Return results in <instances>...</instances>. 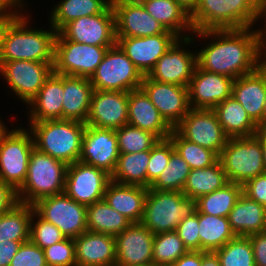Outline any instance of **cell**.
<instances>
[{
	"instance_id": "cell-1",
	"label": "cell",
	"mask_w": 266,
	"mask_h": 266,
	"mask_svg": "<svg viewBox=\"0 0 266 266\" xmlns=\"http://www.w3.org/2000/svg\"><path fill=\"white\" fill-rule=\"evenodd\" d=\"M190 37L194 42L202 41V47L196 50L200 69L233 79L258 69L256 27L194 31Z\"/></svg>"
},
{
	"instance_id": "cell-2",
	"label": "cell",
	"mask_w": 266,
	"mask_h": 266,
	"mask_svg": "<svg viewBox=\"0 0 266 266\" xmlns=\"http://www.w3.org/2000/svg\"><path fill=\"white\" fill-rule=\"evenodd\" d=\"M30 12L26 8L7 27L0 51V65L16 60L54 62L57 31L51 25L49 29L47 26L37 28Z\"/></svg>"
},
{
	"instance_id": "cell-3",
	"label": "cell",
	"mask_w": 266,
	"mask_h": 266,
	"mask_svg": "<svg viewBox=\"0 0 266 266\" xmlns=\"http://www.w3.org/2000/svg\"><path fill=\"white\" fill-rule=\"evenodd\" d=\"M26 123L38 151L67 165L79 161L85 123L67 119Z\"/></svg>"
},
{
	"instance_id": "cell-4",
	"label": "cell",
	"mask_w": 266,
	"mask_h": 266,
	"mask_svg": "<svg viewBox=\"0 0 266 266\" xmlns=\"http://www.w3.org/2000/svg\"><path fill=\"white\" fill-rule=\"evenodd\" d=\"M259 20L253 0H199L190 15L193 31L256 27Z\"/></svg>"
},
{
	"instance_id": "cell-5",
	"label": "cell",
	"mask_w": 266,
	"mask_h": 266,
	"mask_svg": "<svg viewBox=\"0 0 266 266\" xmlns=\"http://www.w3.org/2000/svg\"><path fill=\"white\" fill-rule=\"evenodd\" d=\"M68 165L34 148L24 184L16 191L17 201L33 205L41 198L63 193Z\"/></svg>"
},
{
	"instance_id": "cell-6",
	"label": "cell",
	"mask_w": 266,
	"mask_h": 266,
	"mask_svg": "<svg viewBox=\"0 0 266 266\" xmlns=\"http://www.w3.org/2000/svg\"><path fill=\"white\" fill-rule=\"evenodd\" d=\"M196 210V199L186 197L183 192L149 188L141 223L154 235L175 231Z\"/></svg>"
},
{
	"instance_id": "cell-7",
	"label": "cell",
	"mask_w": 266,
	"mask_h": 266,
	"mask_svg": "<svg viewBox=\"0 0 266 266\" xmlns=\"http://www.w3.org/2000/svg\"><path fill=\"white\" fill-rule=\"evenodd\" d=\"M219 160L229 182L244 185L266 173L260 139L256 136L229 138Z\"/></svg>"
},
{
	"instance_id": "cell-8",
	"label": "cell",
	"mask_w": 266,
	"mask_h": 266,
	"mask_svg": "<svg viewBox=\"0 0 266 266\" xmlns=\"http://www.w3.org/2000/svg\"><path fill=\"white\" fill-rule=\"evenodd\" d=\"M34 140L24 126L13 125L0 140V180L15 192L24 184Z\"/></svg>"
},
{
	"instance_id": "cell-9",
	"label": "cell",
	"mask_w": 266,
	"mask_h": 266,
	"mask_svg": "<svg viewBox=\"0 0 266 266\" xmlns=\"http://www.w3.org/2000/svg\"><path fill=\"white\" fill-rule=\"evenodd\" d=\"M67 40L57 32L54 52V73L66 76L91 78L103 60L108 48Z\"/></svg>"
},
{
	"instance_id": "cell-10",
	"label": "cell",
	"mask_w": 266,
	"mask_h": 266,
	"mask_svg": "<svg viewBox=\"0 0 266 266\" xmlns=\"http://www.w3.org/2000/svg\"><path fill=\"white\" fill-rule=\"evenodd\" d=\"M143 77L116 44L108 48L90 81L94 90L130 92L141 87Z\"/></svg>"
},
{
	"instance_id": "cell-11",
	"label": "cell",
	"mask_w": 266,
	"mask_h": 266,
	"mask_svg": "<svg viewBox=\"0 0 266 266\" xmlns=\"http://www.w3.org/2000/svg\"><path fill=\"white\" fill-rule=\"evenodd\" d=\"M54 62L16 60L0 65V77L7 83L11 97L27 105L40 91L45 81L54 72ZM13 94V95H12Z\"/></svg>"
},
{
	"instance_id": "cell-12",
	"label": "cell",
	"mask_w": 266,
	"mask_h": 266,
	"mask_svg": "<svg viewBox=\"0 0 266 266\" xmlns=\"http://www.w3.org/2000/svg\"><path fill=\"white\" fill-rule=\"evenodd\" d=\"M32 206L40 218L55 225L66 238L75 239L87 231V207L64 192L41 198Z\"/></svg>"
},
{
	"instance_id": "cell-13",
	"label": "cell",
	"mask_w": 266,
	"mask_h": 266,
	"mask_svg": "<svg viewBox=\"0 0 266 266\" xmlns=\"http://www.w3.org/2000/svg\"><path fill=\"white\" fill-rule=\"evenodd\" d=\"M195 42L191 37L179 38L170 49L164 53L147 77L161 83L188 87L193 76L196 63ZM193 47L195 50H191ZM186 48V49H185Z\"/></svg>"
},
{
	"instance_id": "cell-14",
	"label": "cell",
	"mask_w": 266,
	"mask_h": 266,
	"mask_svg": "<svg viewBox=\"0 0 266 266\" xmlns=\"http://www.w3.org/2000/svg\"><path fill=\"white\" fill-rule=\"evenodd\" d=\"M174 129L184 139L218 155L229 140L213 109L191 108Z\"/></svg>"
},
{
	"instance_id": "cell-15",
	"label": "cell",
	"mask_w": 266,
	"mask_h": 266,
	"mask_svg": "<svg viewBox=\"0 0 266 266\" xmlns=\"http://www.w3.org/2000/svg\"><path fill=\"white\" fill-rule=\"evenodd\" d=\"M111 175L82 162L68 165L64 193L84 206L103 200Z\"/></svg>"
},
{
	"instance_id": "cell-16",
	"label": "cell",
	"mask_w": 266,
	"mask_h": 266,
	"mask_svg": "<svg viewBox=\"0 0 266 266\" xmlns=\"http://www.w3.org/2000/svg\"><path fill=\"white\" fill-rule=\"evenodd\" d=\"M67 40L95 46L116 45L115 14L110 4L101 14L83 16L59 31Z\"/></svg>"
},
{
	"instance_id": "cell-17",
	"label": "cell",
	"mask_w": 266,
	"mask_h": 266,
	"mask_svg": "<svg viewBox=\"0 0 266 266\" xmlns=\"http://www.w3.org/2000/svg\"><path fill=\"white\" fill-rule=\"evenodd\" d=\"M172 31L146 37H116L122 49L143 76H147L159 58L179 39Z\"/></svg>"
},
{
	"instance_id": "cell-18",
	"label": "cell",
	"mask_w": 266,
	"mask_h": 266,
	"mask_svg": "<svg viewBox=\"0 0 266 266\" xmlns=\"http://www.w3.org/2000/svg\"><path fill=\"white\" fill-rule=\"evenodd\" d=\"M140 88L173 129L191 109L187 87L157 82L144 76Z\"/></svg>"
},
{
	"instance_id": "cell-19",
	"label": "cell",
	"mask_w": 266,
	"mask_h": 266,
	"mask_svg": "<svg viewBox=\"0 0 266 266\" xmlns=\"http://www.w3.org/2000/svg\"><path fill=\"white\" fill-rule=\"evenodd\" d=\"M115 239V266H153L154 234L141 222L131 223Z\"/></svg>"
},
{
	"instance_id": "cell-20",
	"label": "cell",
	"mask_w": 266,
	"mask_h": 266,
	"mask_svg": "<svg viewBox=\"0 0 266 266\" xmlns=\"http://www.w3.org/2000/svg\"><path fill=\"white\" fill-rule=\"evenodd\" d=\"M115 130L86 125L79 162L112 175L119 157Z\"/></svg>"
},
{
	"instance_id": "cell-21",
	"label": "cell",
	"mask_w": 266,
	"mask_h": 266,
	"mask_svg": "<svg viewBox=\"0 0 266 266\" xmlns=\"http://www.w3.org/2000/svg\"><path fill=\"white\" fill-rule=\"evenodd\" d=\"M128 123V92L94 90L85 124L117 130Z\"/></svg>"
},
{
	"instance_id": "cell-22",
	"label": "cell",
	"mask_w": 266,
	"mask_h": 266,
	"mask_svg": "<svg viewBox=\"0 0 266 266\" xmlns=\"http://www.w3.org/2000/svg\"><path fill=\"white\" fill-rule=\"evenodd\" d=\"M234 79L195 67L188 84L189 104L194 109H214L232 96Z\"/></svg>"
},
{
	"instance_id": "cell-23",
	"label": "cell",
	"mask_w": 266,
	"mask_h": 266,
	"mask_svg": "<svg viewBox=\"0 0 266 266\" xmlns=\"http://www.w3.org/2000/svg\"><path fill=\"white\" fill-rule=\"evenodd\" d=\"M111 5L115 14L116 37H146L166 31L142 4L111 3Z\"/></svg>"
},
{
	"instance_id": "cell-24",
	"label": "cell",
	"mask_w": 266,
	"mask_h": 266,
	"mask_svg": "<svg viewBox=\"0 0 266 266\" xmlns=\"http://www.w3.org/2000/svg\"><path fill=\"white\" fill-rule=\"evenodd\" d=\"M76 266H115L114 236L86 231L74 239Z\"/></svg>"
},
{
	"instance_id": "cell-25",
	"label": "cell",
	"mask_w": 266,
	"mask_h": 266,
	"mask_svg": "<svg viewBox=\"0 0 266 266\" xmlns=\"http://www.w3.org/2000/svg\"><path fill=\"white\" fill-rule=\"evenodd\" d=\"M127 124L149 131L160 140L167 139L173 130L141 88L128 92Z\"/></svg>"
},
{
	"instance_id": "cell-26",
	"label": "cell",
	"mask_w": 266,
	"mask_h": 266,
	"mask_svg": "<svg viewBox=\"0 0 266 266\" xmlns=\"http://www.w3.org/2000/svg\"><path fill=\"white\" fill-rule=\"evenodd\" d=\"M63 75L54 72L26 105L28 122L62 119Z\"/></svg>"
},
{
	"instance_id": "cell-27",
	"label": "cell",
	"mask_w": 266,
	"mask_h": 266,
	"mask_svg": "<svg viewBox=\"0 0 266 266\" xmlns=\"http://www.w3.org/2000/svg\"><path fill=\"white\" fill-rule=\"evenodd\" d=\"M232 96L258 125L262 121L266 98V73L258 68L250 74L234 79Z\"/></svg>"
},
{
	"instance_id": "cell-28",
	"label": "cell",
	"mask_w": 266,
	"mask_h": 266,
	"mask_svg": "<svg viewBox=\"0 0 266 266\" xmlns=\"http://www.w3.org/2000/svg\"><path fill=\"white\" fill-rule=\"evenodd\" d=\"M148 188L110 181L104 201L132 223L142 220Z\"/></svg>"
},
{
	"instance_id": "cell-29",
	"label": "cell",
	"mask_w": 266,
	"mask_h": 266,
	"mask_svg": "<svg viewBox=\"0 0 266 266\" xmlns=\"http://www.w3.org/2000/svg\"><path fill=\"white\" fill-rule=\"evenodd\" d=\"M93 91L89 78L63 75L62 119L85 123Z\"/></svg>"
},
{
	"instance_id": "cell-30",
	"label": "cell",
	"mask_w": 266,
	"mask_h": 266,
	"mask_svg": "<svg viewBox=\"0 0 266 266\" xmlns=\"http://www.w3.org/2000/svg\"><path fill=\"white\" fill-rule=\"evenodd\" d=\"M228 220L236 236H249L266 231L265 206L253 201L243 192L229 212Z\"/></svg>"
},
{
	"instance_id": "cell-31",
	"label": "cell",
	"mask_w": 266,
	"mask_h": 266,
	"mask_svg": "<svg viewBox=\"0 0 266 266\" xmlns=\"http://www.w3.org/2000/svg\"><path fill=\"white\" fill-rule=\"evenodd\" d=\"M213 110L229 138L253 136L259 131L258 125L233 96L220 102Z\"/></svg>"
},
{
	"instance_id": "cell-32",
	"label": "cell",
	"mask_w": 266,
	"mask_h": 266,
	"mask_svg": "<svg viewBox=\"0 0 266 266\" xmlns=\"http://www.w3.org/2000/svg\"><path fill=\"white\" fill-rule=\"evenodd\" d=\"M142 5L166 30L172 31L180 38L193 34L190 15L175 0H149Z\"/></svg>"
},
{
	"instance_id": "cell-33",
	"label": "cell",
	"mask_w": 266,
	"mask_h": 266,
	"mask_svg": "<svg viewBox=\"0 0 266 266\" xmlns=\"http://www.w3.org/2000/svg\"><path fill=\"white\" fill-rule=\"evenodd\" d=\"M111 0H59L49 11L48 26L51 25L59 32L67 23L83 16L101 14Z\"/></svg>"
},
{
	"instance_id": "cell-34",
	"label": "cell",
	"mask_w": 266,
	"mask_h": 266,
	"mask_svg": "<svg viewBox=\"0 0 266 266\" xmlns=\"http://www.w3.org/2000/svg\"><path fill=\"white\" fill-rule=\"evenodd\" d=\"M228 183L226 173L218 160L209 167L190 169L182 192L186 197L197 200L200 196L212 193Z\"/></svg>"
},
{
	"instance_id": "cell-35",
	"label": "cell",
	"mask_w": 266,
	"mask_h": 266,
	"mask_svg": "<svg viewBox=\"0 0 266 266\" xmlns=\"http://www.w3.org/2000/svg\"><path fill=\"white\" fill-rule=\"evenodd\" d=\"M150 150L120 153L111 180L120 184L147 188V168Z\"/></svg>"
},
{
	"instance_id": "cell-36",
	"label": "cell",
	"mask_w": 266,
	"mask_h": 266,
	"mask_svg": "<svg viewBox=\"0 0 266 266\" xmlns=\"http://www.w3.org/2000/svg\"><path fill=\"white\" fill-rule=\"evenodd\" d=\"M132 222L104 199L87 206V230L116 237Z\"/></svg>"
},
{
	"instance_id": "cell-37",
	"label": "cell",
	"mask_w": 266,
	"mask_h": 266,
	"mask_svg": "<svg viewBox=\"0 0 266 266\" xmlns=\"http://www.w3.org/2000/svg\"><path fill=\"white\" fill-rule=\"evenodd\" d=\"M33 212L31 204L17 202L8 211L0 214V242L29 241L30 220Z\"/></svg>"
},
{
	"instance_id": "cell-38",
	"label": "cell",
	"mask_w": 266,
	"mask_h": 266,
	"mask_svg": "<svg viewBox=\"0 0 266 266\" xmlns=\"http://www.w3.org/2000/svg\"><path fill=\"white\" fill-rule=\"evenodd\" d=\"M200 251L214 252L236 235L230 228L228 217L199 213Z\"/></svg>"
},
{
	"instance_id": "cell-39",
	"label": "cell",
	"mask_w": 266,
	"mask_h": 266,
	"mask_svg": "<svg viewBox=\"0 0 266 266\" xmlns=\"http://www.w3.org/2000/svg\"><path fill=\"white\" fill-rule=\"evenodd\" d=\"M243 192V186L229 182L216 191L200 196L196 200V208L199 213L228 217L229 212L236 204Z\"/></svg>"
},
{
	"instance_id": "cell-40",
	"label": "cell",
	"mask_w": 266,
	"mask_h": 266,
	"mask_svg": "<svg viewBox=\"0 0 266 266\" xmlns=\"http://www.w3.org/2000/svg\"><path fill=\"white\" fill-rule=\"evenodd\" d=\"M173 143L175 151L183 158L190 169H201L215 164L219 155L196 143L184 139L175 129L168 137Z\"/></svg>"
},
{
	"instance_id": "cell-41",
	"label": "cell",
	"mask_w": 266,
	"mask_h": 266,
	"mask_svg": "<svg viewBox=\"0 0 266 266\" xmlns=\"http://www.w3.org/2000/svg\"><path fill=\"white\" fill-rule=\"evenodd\" d=\"M188 252L176 231L154 235L153 266H171Z\"/></svg>"
},
{
	"instance_id": "cell-42",
	"label": "cell",
	"mask_w": 266,
	"mask_h": 266,
	"mask_svg": "<svg viewBox=\"0 0 266 266\" xmlns=\"http://www.w3.org/2000/svg\"><path fill=\"white\" fill-rule=\"evenodd\" d=\"M189 172L190 168L187 162L174 150L168 166L149 188L161 191L182 192Z\"/></svg>"
},
{
	"instance_id": "cell-43",
	"label": "cell",
	"mask_w": 266,
	"mask_h": 266,
	"mask_svg": "<svg viewBox=\"0 0 266 266\" xmlns=\"http://www.w3.org/2000/svg\"><path fill=\"white\" fill-rule=\"evenodd\" d=\"M214 252L221 266H255L253 247L248 236H235Z\"/></svg>"
},
{
	"instance_id": "cell-44",
	"label": "cell",
	"mask_w": 266,
	"mask_h": 266,
	"mask_svg": "<svg viewBox=\"0 0 266 266\" xmlns=\"http://www.w3.org/2000/svg\"><path fill=\"white\" fill-rule=\"evenodd\" d=\"M119 153H135L151 150L160 140L155 134L131 126L123 125L115 130Z\"/></svg>"
},
{
	"instance_id": "cell-45",
	"label": "cell",
	"mask_w": 266,
	"mask_h": 266,
	"mask_svg": "<svg viewBox=\"0 0 266 266\" xmlns=\"http://www.w3.org/2000/svg\"><path fill=\"white\" fill-rule=\"evenodd\" d=\"M66 237L52 223L40 218L35 212L32 213L30 220L29 240L41 249L50 247Z\"/></svg>"
},
{
	"instance_id": "cell-46",
	"label": "cell",
	"mask_w": 266,
	"mask_h": 266,
	"mask_svg": "<svg viewBox=\"0 0 266 266\" xmlns=\"http://www.w3.org/2000/svg\"><path fill=\"white\" fill-rule=\"evenodd\" d=\"M173 143L169 138L159 140L150 150V160L147 168V188L157 180L169 164Z\"/></svg>"
},
{
	"instance_id": "cell-47",
	"label": "cell",
	"mask_w": 266,
	"mask_h": 266,
	"mask_svg": "<svg viewBox=\"0 0 266 266\" xmlns=\"http://www.w3.org/2000/svg\"><path fill=\"white\" fill-rule=\"evenodd\" d=\"M43 251L48 266H76L75 243L72 238H65Z\"/></svg>"
},
{
	"instance_id": "cell-48",
	"label": "cell",
	"mask_w": 266,
	"mask_h": 266,
	"mask_svg": "<svg viewBox=\"0 0 266 266\" xmlns=\"http://www.w3.org/2000/svg\"><path fill=\"white\" fill-rule=\"evenodd\" d=\"M199 212L196 210L191 216L184 218L176 228L188 251H200Z\"/></svg>"
},
{
	"instance_id": "cell-49",
	"label": "cell",
	"mask_w": 266,
	"mask_h": 266,
	"mask_svg": "<svg viewBox=\"0 0 266 266\" xmlns=\"http://www.w3.org/2000/svg\"><path fill=\"white\" fill-rule=\"evenodd\" d=\"M10 266H48L44 251L30 240L21 247L11 260Z\"/></svg>"
},
{
	"instance_id": "cell-50",
	"label": "cell",
	"mask_w": 266,
	"mask_h": 266,
	"mask_svg": "<svg viewBox=\"0 0 266 266\" xmlns=\"http://www.w3.org/2000/svg\"><path fill=\"white\" fill-rule=\"evenodd\" d=\"M243 193L253 201L266 206V173L248 180L243 185Z\"/></svg>"
},
{
	"instance_id": "cell-51",
	"label": "cell",
	"mask_w": 266,
	"mask_h": 266,
	"mask_svg": "<svg viewBox=\"0 0 266 266\" xmlns=\"http://www.w3.org/2000/svg\"><path fill=\"white\" fill-rule=\"evenodd\" d=\"M248 237L253 247L255 266H266V231Z\"/></svg>"
},
{
	"instance_id": "cell-52",
	"label": "cell",
	"mask_w": 266,
	"mask_h": 266,
	"mask_svg": "<svg viewBox=\"0 0 266 266\" xmlns=\"http://www.w3.org/2000/svg\"><path fill=\"white\" fill-rule=\"evenodd\" d=\"M259 22V25L256 26L258 32V68L266 73V17L260 19Z\"/></svg>"
},
{
	"instance_id": "cell-53",
	"label": "cell",
	"mask_w": 266,
	"mask_h": 266,
	"mask_svg": "<svg viewBox=\"0 0 266 266\" xmlns=\"http://www.w3.org/2000/svg\"><path fill=\"white\" fill-rule=\"evenodd\" d=\"M24 242L6 240L0 242V266H10L11 260Z\"/></svg>"
},
{
	"instance_id": "cell-54",
	"label": "cell",
	"mask_w": 266,
	"mask_h": 266,
	"mask_svg": "<svg viewBox=\"0 0 266 266\" xmlns=\"http://www.w3.org/2000/svg\"><path fill=\"white\" fill-rule=\"evenodd\" d=\"M17 202L16 192L0 180V214L8 211Z\"/></svg>"
},
{
	"instance_id": "cell-55",
	"label": "cell",
	"mask_w": 266,
	"mask_h": 266,
	"mask_svg": "<svg viewBox=\"0 0 266 266\" xmlns=\"http://www.w3.org/2000/svg\"><path fill=\"white\" fill-rule=\"evenodd\" d=\"M28 4L26 0H0V15H20Z\"/></svg>"
},
{
	"instance_id": "cell-56",
	"label": "cell",
	"mask_w": 266,
	"mask_h": 266,
	"mask_svg": "<svg viewBox=\"0 0 266 266\" xmlns=\"http://www.w3.org/2000/svg\"><path fill=\"white\" fill-rule=\"evenodd\" d=\"M171 266H201V251H188Z\"/></svg>"
},
{
	"instance_id": "cell-57",
	"label": "cell",
	"mask_w": 266,
	"mask_h": 266,
	"mask_svg": "<svg viewBox=\"0 0 266 266\" xmlns=\"http://www.w3.org/2000/svg\"><path fill=\"white\" fill-rule=\"evenodd\" d=\"M201 266H221V264L215 252L201 251Z\"/></svg>"
},
{
	"instance_id": "cell-58",
	"label": "cell",
	"mask_w": 266,
	"mask_h": 266,
	"mask_svg": "<svg viewBox=\"0 0 266 266\" xmlns=\"http://www.w3.org/2000/svg\"><path fill=\"white\" fill-rule=\"evenodd\" d=\"M19 15H0V51L2 48L3 37L9 24Z\"/></svg>"
},
{
	"instance_id": "cell-59",
	"label": "cell",
	"mask_w": 266,
	"mask_h": 266,
	"mask_svg": "<svg viewBox=\"0 0 266 266\" xmlns=\"http://www.w3.org/2000/svg\"><path fill=\"white\" fill-rule=\"evenodd\" d=\"M189 15H191L197 5L199 0H175Z\"/></svg>"
},
{
	"instance_id": "cell-60",
	"label": "cell",
	"mask_w": 266,
	"mask_h": 266,
	"mask_svg": "<svg viewBox=\"0 0 266 266\" xmlns=\"http://www.w3.org/2000/svg\"><path fill=\"white\" fill-rule=\"evenodd\" d=\"M260 19L266 17V0H253Z\"/></svg>"
},
{
	"instance_id": "cell-61",
	"label": "cell",
	"mask_w": 266,
	"mask_h": 266,
	"mask_svg": "<svg viewBox=\"0 0 266 266\" xmlns=\"http://www.w3.org/2000/svg\"><path fill=\"white\" fill-rule=\"evenodd\" d=\"M255 135L261 141L262 152H263V160H264V166H265V170H266V130H259Z\"/></svg>"
},
{
	"instance_id": "cell-62",
	"label": "cell",
	"mask_w": 266,
	"mask_h": 266,
	"mask_svg": "<svg viewBox=\"0 0 266 266\" xmlns=\"http://www.w3.org/2000/svg\"><path fill=\"white\" fill-rule=\"evenodd\" d=\"M149 0H111V3H121V4H143Z\"/></svg>"
},
{
	"instance_id": "cell-63",
	"label": "cell",
	"mask_w": 266,
	"mask_h": 266,
	"mask_svg": "<svg viewBox=\"0 0 266 266\" xmlns=\"http://www.w3.org/2000/svg\"><path fill=\"white\" fill-rule=\"evenodd\" d=\"M258 128L259 130H266V98L262 115V121L258 124Z\"/></svg>"
},
{
	"instance_id": "cell-64",
	"label": "cell",
	"mask_w": 266,
	"mask_h": 266,
	"mask_svg": "<svg viewBox=\"0 0 266 266\" xmlns=\"http://www.w3.org/2000/svg\"><path fill=\"white\" fill-rule=\"evenodd\" d=\"M3 118L1 117V119H0V140H1V138L3 137V135L9 130V128L8 127H11V126H8L7 124H6V122H4L5 121V119H3ZM4 122V123H3Z\"/></svg>"
}]
</instances>
